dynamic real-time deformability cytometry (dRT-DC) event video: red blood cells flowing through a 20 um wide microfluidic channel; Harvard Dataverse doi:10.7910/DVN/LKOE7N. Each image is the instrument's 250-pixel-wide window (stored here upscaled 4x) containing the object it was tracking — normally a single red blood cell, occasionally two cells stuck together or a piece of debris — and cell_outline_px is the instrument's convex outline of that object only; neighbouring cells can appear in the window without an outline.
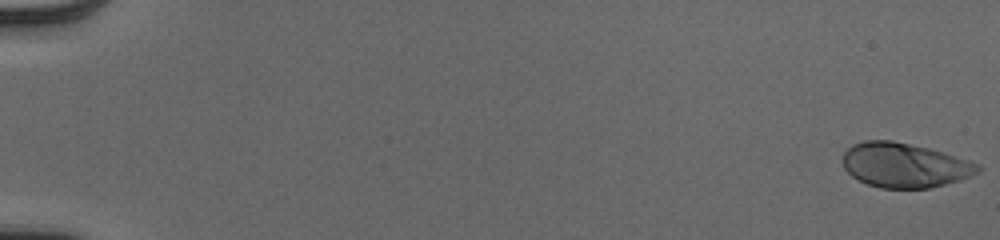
{"species": "human", "species_latin": "Homo sapiens", "temperature_condition": "cold", "stored_images_in_passage": 53, "camera_frame_rate_fps": 3000, "um_per_image_px": 0.085, "donor": {"sex": "male"}, "frame": {"image": 1, "passage_image": 1, "time_ms": 0.0, "image_size_px": [1000, 240], "cell_outline_px": [[980, 172], [972, 176], [960, 180], [928, 188], [880, 188], [868, 184], [852, 176], [844, 168], [844, 152], [852, 144], [864, 140], [892, 140], [928, 148], [968, 160], [976, 164], [980, 168]], "centroid_in_image_um": [76.87, 14.04], "position_along_channel_um": 8.1, "area_um2": 34.8}}
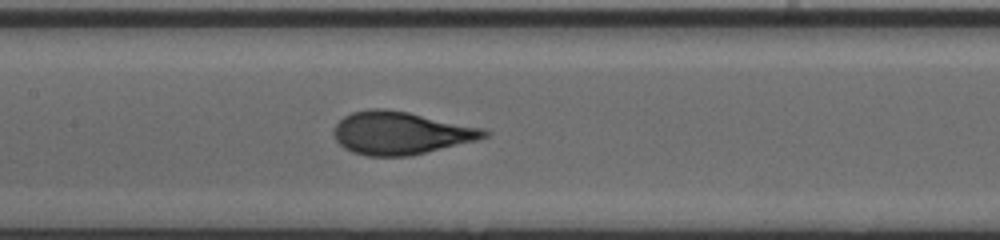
{"frame": {"image": 2, "passage_image": 28, "time_ms": 9.0, "image_size_px": [1000, 240], "cell_outline_px": [[492, 132], [488, 136], [476, 140], [412, 156], [368, 156], [352, 152], [344, 148], [336, 140], [332, 132], [336, 124], [344, 116], [352, 112], [368, 108], [384, 108], [408, 112], [484, 128]], "centroid_in_image_um": [34.05, 11.3], "position_along_channel_um": 173.3, "area_um2": 37.69}}
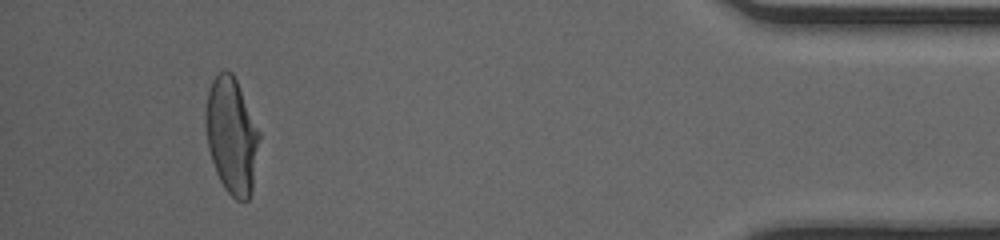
{"frame": {"image": 3, "passage_image": 50, "time_ms": 16.333, "image_size_px": [1000, 240], "cell_outline_px": [[260, 136], [252, 192], [248, 200], [236, 200], [224, 188], [216, 172], [208, 148], [204, 120], [204, 112], [208, 92], [212, 80], [224, 68], [232, 72], [236, 80], [260, 132]], "centroid_in_image_um": [19.68, 11.53], "position_along_channel_um": 415.5, "area_um2": 36.36}, "authors_computed_cell_mechanics": {"area_um2": 36.414, "velocity_mm_per_s": 4.0414, "shape_relaxation_time_tau1_ms": 3.4195, "shape_relaxation_time_tau2_ms": null, "deformation_change_tau1": 0.1857, "deformation_change_tau2": null}}